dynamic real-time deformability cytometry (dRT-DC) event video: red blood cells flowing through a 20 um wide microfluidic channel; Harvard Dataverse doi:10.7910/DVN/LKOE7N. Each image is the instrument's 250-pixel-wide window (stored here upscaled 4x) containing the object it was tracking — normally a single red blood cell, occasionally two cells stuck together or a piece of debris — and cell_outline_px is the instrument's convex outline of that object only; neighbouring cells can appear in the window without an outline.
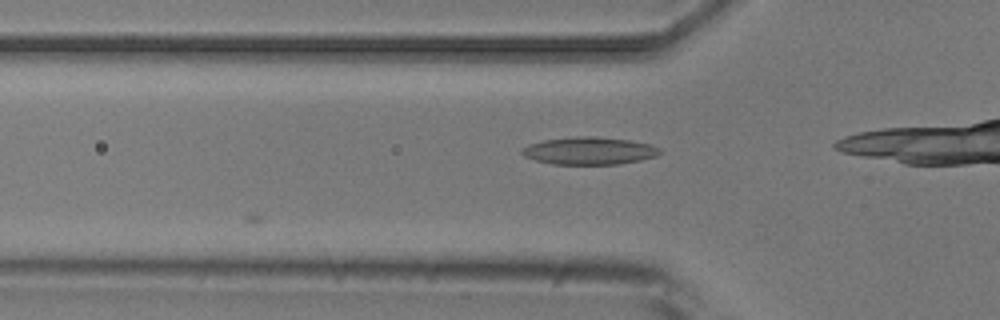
{"species": "common noctule bat (a hibernating species)", "species_latin": "Nyctalus noctula", "temperature_condition": "room temperature", "stored_images_in_passage": 5, "camera_frame_rate_fps": 3000, "um_per_image_px": 0.085, "animal": {"sex": "male", "body_mass_g": 20.5, "forearm_length_mm": 52.5}, "frame": {"image": 1, "passage_image": 5, "time_ms": 4.667, "image_size_px": [1000, 320], "cell_outline_px": [[660, 152], [656, 156], [640, 160], [616, 164], [552, 164], [536, 160], [524, 156], [520, 152], [520, 148], [528, 144], [544, 140], [576, 136], [596, 136], [628, 140], [652, 144], [660, 148]], "centroid_in_image_um": [50.06, 12.81], "position_along_channel_um": 75.7, "area_um2": 22.14}}